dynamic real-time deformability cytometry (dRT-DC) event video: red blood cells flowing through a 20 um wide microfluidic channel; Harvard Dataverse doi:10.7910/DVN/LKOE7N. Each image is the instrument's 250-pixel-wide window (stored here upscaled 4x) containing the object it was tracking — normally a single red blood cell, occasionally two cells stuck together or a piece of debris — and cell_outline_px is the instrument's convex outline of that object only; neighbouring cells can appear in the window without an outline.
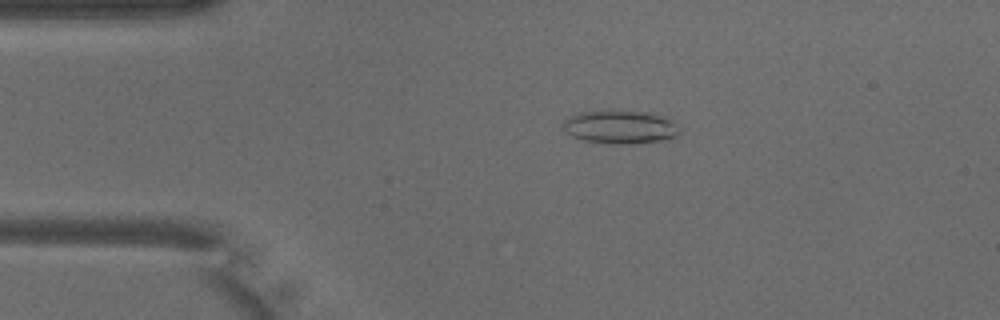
{"species": "common noctule bat (a hibernating species)", "species_latin": "Nyctalus noctula", "temperature_condition": "warm", "stored_images_in_passage": 47, "camera_frame_rate_fps": 3000, "um_per_image_px": 0.085, "animal": {"sex": "male", "body_mass_g": 18.8}, "frame": {"image": 1, "passage_image": 7, "time_ms": 2.0, "image_size_px": [1000, 320], "cell_outline_px": [[680, 132], [676, 136], [660, 140], [632, 144], [608, 144], [584, 140], [572, 136], [560, 128], [564, 120], [580, 112], [648, 112], [664, 116], [672, 120], [676, 124]], "centroid_in_image_um": [52.7, 10.82], "position_along_channel_um": 32.3, "area_um2": 22.31}}
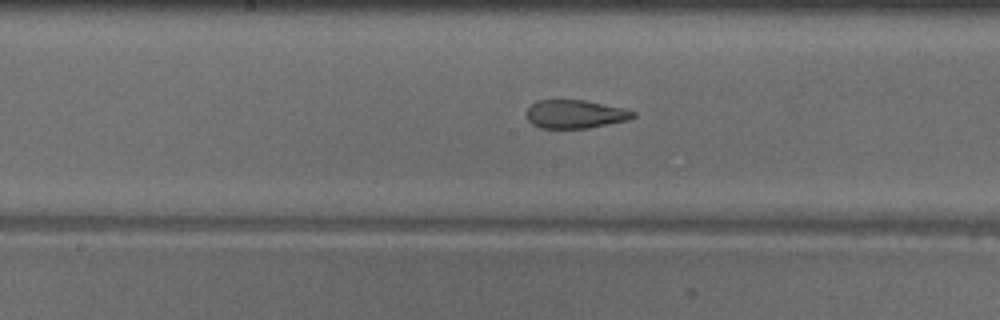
{"frame": {"image": 2, "passage_image": 22, "time_ms": 7.0, "image_size_px": [1000, 320], "cell_outline_px": [[636, 116], [628, 120], [588, 128], [540, 128], [532, 124], [528, 120], [524, 112], [536, 100], [584, 100], [624, 108], [636, 112]], "centroid_in_image_um": [48.87, 9.7], "position_along_channel_um": 199.3, "area_um2": 17.74}}
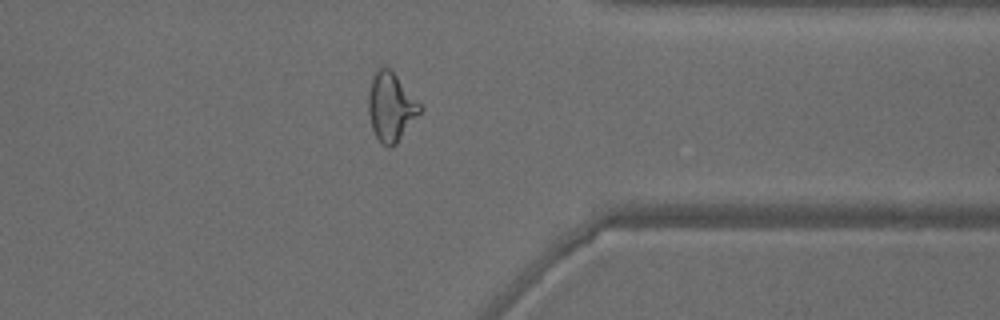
{"frame": {"image": 3, "passage_image": 36, "time_ms": 11.667, "image_size_px": [1000, 320], "cell_outline_px": [[424, 108], [396, 144], [388, 148], [376, 136], [372, 128], [368, 112], [368, 92], [372, 76], [376, 68], [388, 68], [396, 76]], "centroid_in_image_um": [33.21, 9.09], "position_along_channel_um": 378.2, "area_um2": 20.35}, "authors_computed_cell_mechanics": {"area_um2": 20.3456, "velocity_mm_per_s": 4.0427, "shape_relaxation_time_tau1_ms": 7.5082, "shape_relaxation_time_tau2_ms": 1.4986, "deformation_change_tau1": 0.2548, "deformation_change_tau2": 0.1026}}